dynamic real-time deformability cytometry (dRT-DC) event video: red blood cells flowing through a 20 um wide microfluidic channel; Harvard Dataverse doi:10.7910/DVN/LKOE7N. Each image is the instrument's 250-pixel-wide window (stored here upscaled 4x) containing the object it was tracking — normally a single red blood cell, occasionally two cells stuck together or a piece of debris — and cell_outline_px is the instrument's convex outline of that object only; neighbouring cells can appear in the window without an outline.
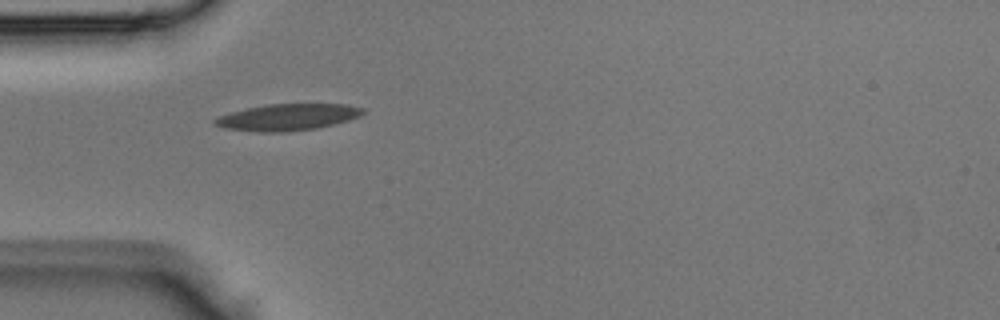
{"species": "Egyptian fruit bat (a non-hibernating species)", "species_latin": "Rousettus aegyptiacus", "temperature_condition": "room temperature", "stored_images_in_passage": 2, "camera_frame_rate_fps": 3000, "um_per_image_px": 0.085, "animal": {"sex": "male"}, "frame": {"image": 1, "passage_image": 1, "time_ms": 0.0, "image_size_px": [1000, 320], "cell_outline_px": [[368, 112], [360, 116], [348, 120], [316, 128], [288, 132], [256, 132], [224, 128], [212, 124], [212, 120], [220, 116], [232, 112], [248, 108], [268, 104], [344, 104], [364, 108]], "centroid_in_image_um": [24.46, 9.96], "position_along_channel_um": 60.5, "area_um2": 22.95}}
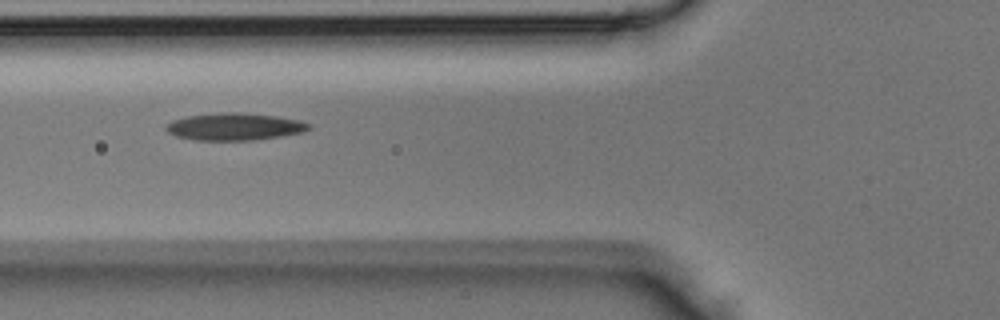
{"frame": {"image": 2, "passage_image": 2, "time_ms": 0.333, "image_size_px": [1000, 320], "cell_outline_px": [[312, 128], [304, 132], [280, 136], [252, 140], [192, 140], [176, 136], [168, 132], [164, 128], [172, 120], [188, 116], [220, 112], [240, 112], [276, 116], [300, 120], [312, 124]], "centroid_in_image_um": [19.96, 10.76], "position_along_channel_um": 105.8, "area_um2": 22.77}}